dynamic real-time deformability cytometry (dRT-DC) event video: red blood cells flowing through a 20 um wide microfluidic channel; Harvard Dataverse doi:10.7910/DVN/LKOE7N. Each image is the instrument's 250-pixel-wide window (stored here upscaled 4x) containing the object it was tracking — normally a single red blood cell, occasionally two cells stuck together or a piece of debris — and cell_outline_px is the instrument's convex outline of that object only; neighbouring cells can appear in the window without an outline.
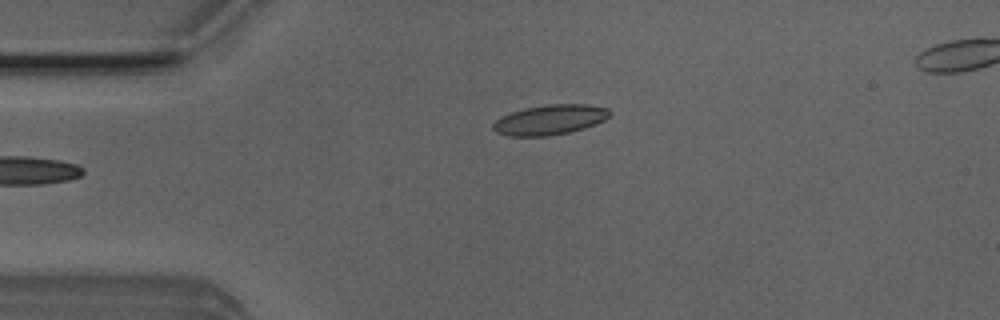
{"species": "Egyptian fruit bat (a non-hibernating species)", "species_latin": "Rousettus aegyptiacus", "temperature_condition": "room temperature", "stored_images_in_passage": 3, "camera_frame_rate_fps": 3000, "um_per_image_px": 0.085, "animal": {"sex": "male"}, "frame": {"image": 1, "passage_image": 3, "time_ms": 0.667, "image_size_px": [1000, 320], "cell_outline_px": [[612, 112], [604, 120], [596, 124], [584, 128], [568, 132], [548, 136], [508, 136], [496, 132], [492, 128], [492, 124], [500, 116], [524, 108], [548, 104], [588, 104], [608, 108]], "centroid_in_image_um": [46.73, 10.17], "position_along_channel_um": 38.3, "area_um2": 20.46}}